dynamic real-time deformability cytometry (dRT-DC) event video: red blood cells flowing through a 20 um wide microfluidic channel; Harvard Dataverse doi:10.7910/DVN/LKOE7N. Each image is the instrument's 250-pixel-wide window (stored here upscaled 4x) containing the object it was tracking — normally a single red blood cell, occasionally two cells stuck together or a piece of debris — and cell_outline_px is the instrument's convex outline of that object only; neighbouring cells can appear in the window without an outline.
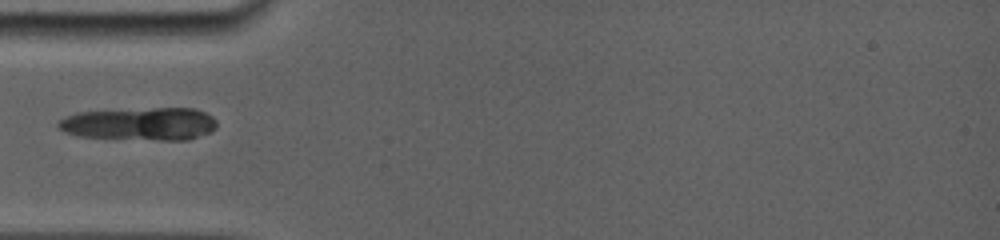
{"species": "common noctule bat (a hibernating species)", "species_latin": "Nyctalus noctula", "temperature_condition": "room temperature", "stored_images_in_passage": 3, "camera_frame_rate_fps": 5000, "um_per_image_px": 0.085, "animal": {"sex": "female", "body_mass_g": 19.0, "forearm_length_mm": 56.7}, "frame": {"image": 1, "passage_image": 1, "time_ms": 0.0, "image_size_px": [1000, 240], "cell_outline_px": [[216, 128], [212, 132], [188, 140], [160, 140], [76, 136], [64, 132], [56, 124], [64, 116], [76, 112], [152, 108], [196, 108], [212, 116], [216, 120]], "centroid_in_image_um": [11.91, 10.53], "position_along_channel_um": 73.1, "area_um2": 30.52}}
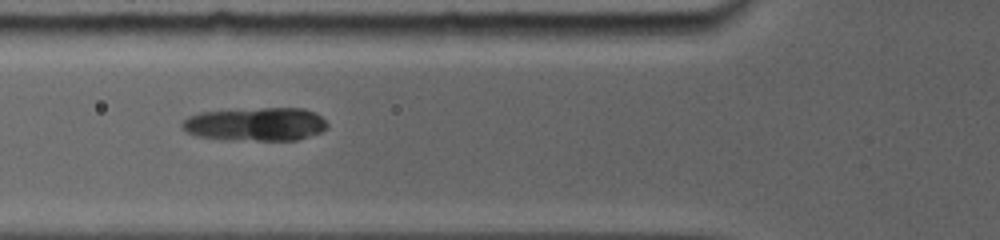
{"frame": {"image": 2, "passage_image": 2, "time_ms": 0.8, "image_size_px": [1000, 240], "cell_outline_px": [[328, 128], [320, 132], [296, 140], [224, 140], [196, 136], [180, 128], [180, 124], [188, 116], [200, 112], [260, 108], [304, 108], [316, 112], [328, 124]], "centroid_in_image_um": [21.71, 10.56], "position_along_channel_um": 104.1, "area_um2": 28.5}}
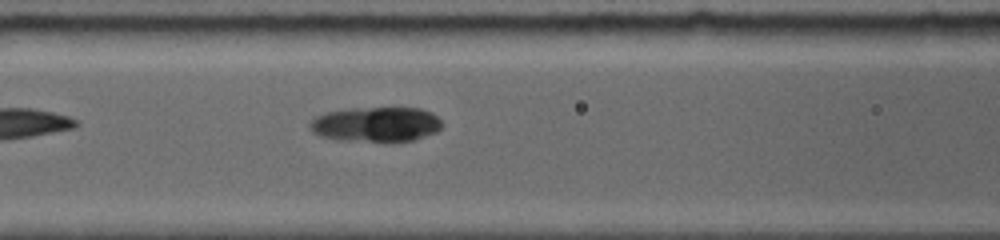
{"frame": {"image": 3, "passage_image": 3, "time_ms": 1.6, "image_size_px": [1000, 240], "cell_outline_px": [[444, 124], [436, 132], [412, 140], [392, 144], [384, 144], [336, 140], [320, 136], [312, 132], [308, 128], [308, 124], [316, 116], [324, 112], [348, 108], [420, 108], [432, 112]], "centroid_in_image_um": [31.93, 10.61], "position_along_channel_um": 134.7, "area_um2": 27.98}}